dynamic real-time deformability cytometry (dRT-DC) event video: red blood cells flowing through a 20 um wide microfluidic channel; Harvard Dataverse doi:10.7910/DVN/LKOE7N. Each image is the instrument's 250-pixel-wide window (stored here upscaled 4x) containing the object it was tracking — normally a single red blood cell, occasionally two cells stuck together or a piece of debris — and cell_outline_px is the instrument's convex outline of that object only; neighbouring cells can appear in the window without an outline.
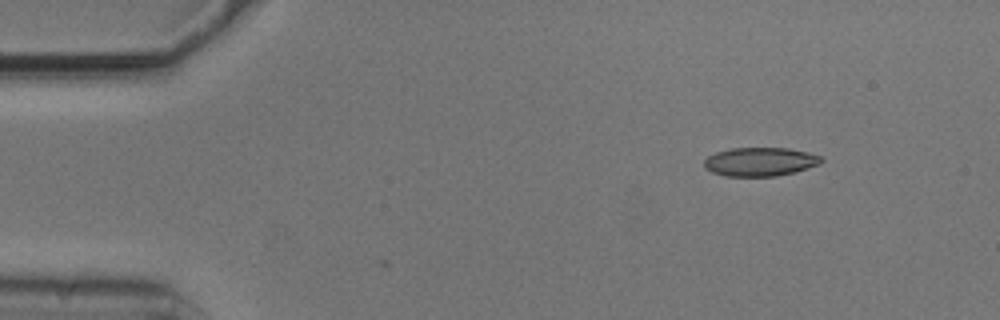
{"species": "common noctule bat (a hibernating species)", "species_latin": "Nyctalus noctula", "temperature_condition": "cold", "stored_images_in_passage": 3, "camera_frame_rate_fps": 3000, "um_per_image_px": 0.085, "animal": {"sex": "male", "body_mass_g": 20.5, "forearm_length_mm": 52.5}, "frame": {"image": 1, "passage_image": 1, "time_ms": 0.0, "image_size_px": [1000, 320], "cell_outline_px": [[824, 160], [820, 164], [792, 172], [776, 176], [728, 176], [712, 172], [704, 168], [704, 160], [708, 156], [716, 152], [732, 148], [788, 148], [808, 152], [820, 156]], "centroid_in_image_um": [64.59, 13.74], "position_along_channel_um": 20.4, "area_um2": 19.48}}